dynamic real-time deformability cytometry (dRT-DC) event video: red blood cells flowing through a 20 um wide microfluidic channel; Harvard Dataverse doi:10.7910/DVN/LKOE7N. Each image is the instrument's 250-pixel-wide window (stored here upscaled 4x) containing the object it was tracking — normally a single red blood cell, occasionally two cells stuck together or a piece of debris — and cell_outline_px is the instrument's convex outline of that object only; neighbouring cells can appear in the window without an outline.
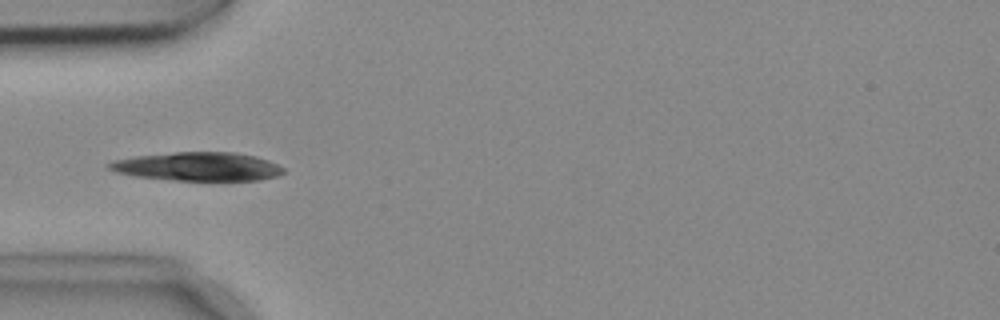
{"species": "common noctule bat (a hibernating species)", "species_latin": "Nyctalus noctula", "temperature_condition": "cold", "stored_images_in_passage": 42, "camera_frame_rate_fps": 3000, "um_per_image_px": 0.085, "animal": {"sex": "female", "body_mass_g": 18.4}, "frame": {"image": 1, "passage_image": 5, "time_ms": 1.333, "image_size_px": [1000, 320], "cell_outline_px": [[284, 172], [276, 176], [260, 180], [176, 180], [132, 176], [116, 172], [108, 168], [108, 164], [112, 160], [132, 156], [176, 152], [236, 152], [256, 156], [268, 160], [284, 168]], "centroid_in_image_um": [16.79, 14.15], "position_along_channel_um": 68.2, "area_um2": 29.13}}
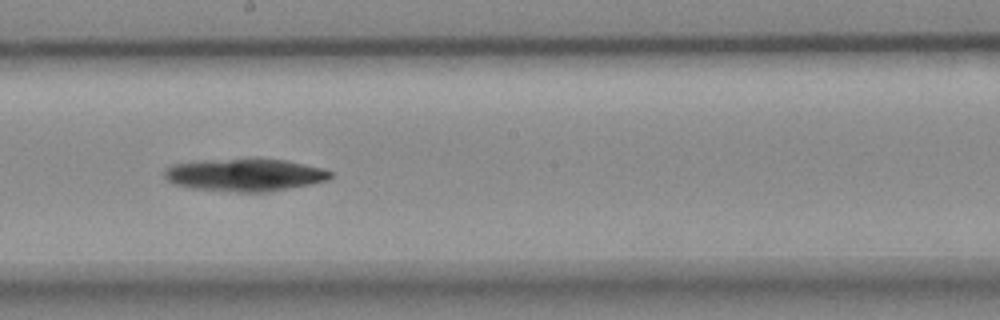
{"frame": {"image": 2, "passage_image": 18, "time_ms": 5.667, "image_size_px": [1000, 320], "cell_outline_px": [[332, 176], [328, 180], [268, 192], [236, 192], [192, 188], [176, 184], [168, 180], [164, 176], [164, 168], [172, 164], [252, 156], [256, 156], [288, 160], [324, 168], [332, 172]], "centroid_in_image_um": [20.85, 14.83], "position_along_channel_um": 227.3, "area_um2": 32.14}}
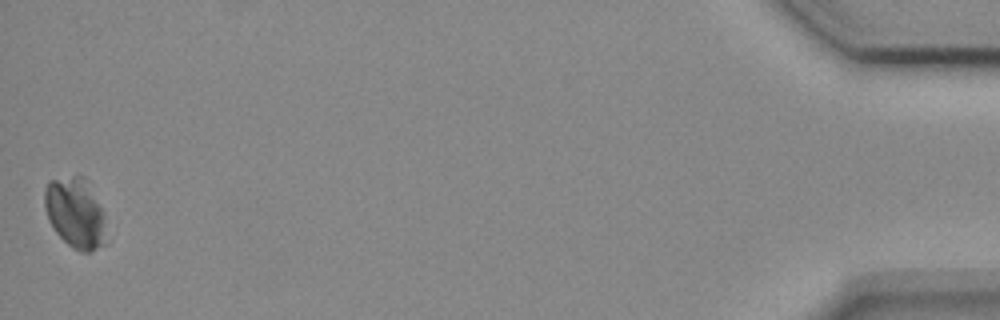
{"frame": {"image": 3, "passage_image": 42, "time_ms": 13.667, "image_size_px": [1000, 320], "cell_outline_px": [[108, 244], [92, 252], [80, 252], [72, 248], [56, 232], [48, 220], [44, 208], [44, 188], [48, 180], [72, 176], [84, 176], [104, 212]], "centroid_in_image_um": [6.43, 18.14], "position_along_channel_um": 428.8, "area_um2": 25.89}}